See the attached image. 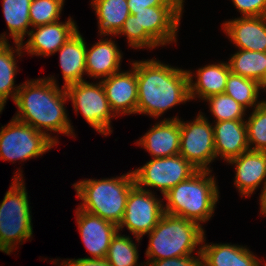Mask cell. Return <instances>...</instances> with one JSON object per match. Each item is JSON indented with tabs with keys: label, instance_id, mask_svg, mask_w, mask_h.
Listing matches in <instances>:
<instances>
[{
	"label": "cell",
	"instance_id": "6da1fadb",
	"mask_svg": "<svg viewBox=\"0 0 266 266\" xmlns=\"http://www.w3.org/2000/svg\"><path fill=\"white\" fill-rule=\"evenodd\" d=\"M67 100L65 87L59 88L55 77L27 80L20 84L15 98L18 113L14 118L44 133L57 144L58 138L48 131L75 137L65 109Z\"/></svg>",
	"mask_w": 266,
	"mask_h": 266
},
{
	"label": "cell",
	"instance_id": "7a4b0ae2",
	"mask_svg": "<svg viewBox=\"0 0 266 266\" xmlns=\"http://www.w3.org/2000/svg\"><path fill=\"white\" fill-rule=\"evenodd\" d=\"M132 62L137 77L136 114L158 118L168 109L190 100L186 70L154 58Z\"/></svg>",
	"mask_w": 266,
	"mask_h": 266
},
{
	"label": "cell",
	"instance_id": "3957f363",
	"mask_svg": "<svg viewBox=\"0 0 266 266\" xmlns=\"http://www.w3.org/2000/svg\"><path fill=\"white\" fill-rule=\"evenodd\" d=\"M211 172L197 170L163 195L166 200L164 212L200 226L210 220L219 201L218 185L214 175H210Z\"/></svg>",
	"mask_w": 266,
	"mask_h": 266
},
{
	"label": "cell",
	"instance_id": "277c9868",
	"mask_svg": "<svg viewBox=\"0 0 266 266\" xmlns=\"http://www.w3.org/2000/svg\"><path fill=\"white\" fill-rule=\"evenodd\" d=\"M133 172L115 178L84 179L73 184L77 197L82 200L78 208L115 223L122 221L130 190L135 186Z\"/></svg>",
	"mask_w": 266,
	"mask_h": 266
},
{
	"label": "cell",
	"instance_id": "5b68a950",
	"mask_svg": "<svg viewBox=\"0 0 266 266\" xmlns=\"http://www.w3.org/2000/svg\"><path fill=\"white\" fill-rule=\"evenodd\" d=\"M204 232L203 226L193 221L164 213L157 225L147 234V261L192 255L198 245L201 247Z\"/></svg>",
	"mask_w": 266,
	"mask_h": 266
},
{
	"label": "cell",
	"instance_id": "8992f818",
	"mask_svg": "<svg viewBox=\"0 0 266 266\" xmlns=\"http://www.w3.org/2000/svg\"><path fill=\"white\" fill-rule=\"evenodd\" d=\"M23 171H16L9 190L0 203V251L8 255L16 245L31 239L32 215Z\"/></svg>",
	"mask_w": 266,
	"mask_h": 266
},
{
	"label": "cell",
	"instance_id": "52a82bcc",
	"mask_svg": "<svg viewBox=\"0 0 266 266\" xmlns=\"http://www.w3.org/2000/svg\"><path fill=\"white\" fill-rule=\"evenodd\" d=\"M0 129V159L4 161L38 158L56 145L47 135L14 117Z\"/></svg>",
	"mask_w": 266,
	"mask_h": 266
},
{
	"label": "cell",
	"instance_id": "ba28073f",
	"mask_svg": "<svg viewBox=\"0 0 266 266\" xmlns=\"http://www.w3.org/2000/svg\"><path fill=\"white\" fill-rule=\"evenodd\" d=\"M65 90L75 112L80 111L94 130L104 136L112 132L111 119L116 115L110 108L101 81L93 84L84 80L66 86Z\"/></svg>",
	"mask_w": 266,
	"mask_h": 266
},
{
	"label": "cell",
	"instance_id": "9c48e42d",
	"mask_svg": "<svg viewBox=\"0 0 266 266\" xmlns=\"http://www.w3.org/2000/svg\"><path fill=\"white\" fill-rule=\"evenodd\" d=\"M197 169L184 157L177 154L169 157L152 158L142 167L133 170L135 184L144 190L157 188L165 195L181 181L192 176ZM144 186V187H143Z\"/></svg>",
	"mask_w": 266,
	"mask_h": 266
},
{
	"label": "cell",
	"instance_id": "30bf717a",
	"mask_svg": "<svg viewBox=\"0 0 266 266\" xmlns=\"http://www.w3.org/2000/svg\"><path fill=\"white\" fill-rule=\"evenodd\" d=\"M201 113L193 121L183 122L180 119L179 155L197 170L212 171L208 165L216 158L213 125Z\"/></svg>",
	"mask_w": 266,
	"mask_h": 266
},
{
	"label": "cell",
	"instance_id": "8fae6325",
	"mask_svg": "<svg viewBox=\"0 0 266 266\" xmlns=\"http://www.w3.org/2000/svg\"><path fill=\"white\" fill-rule=\"evenodd\" d=\"M162 202L149 189L144 190L135 185L128 195L118 231L127 227L139 242L142 236L152 231L165 213Z\"/></svg>",
	"mask_w": 266,
	"mask_h": 266
},
{
	"label": "cell",
	"instance_id": "7c38bea8",
	"mask_svg": "<svg viewBox=\"0 0 266 266\" xmlns=\"http://www.w3.org/2000/svg\"><path fill=\"white\" fill-rule=\"evenodd\" d=\"M183 6H152L130 10L136 17L138 32H147L160 46L177 40Z\"/></svg>",
	"mask_w": 266,
	"mask_h": 266
},
{
	"label": "cell",
	"instance_id": "4fadbf2b",
	"mask_svg": "<svg viewBox=\"0 0 266 266\" xmlns=\"http://www.w3.org/2000/svg\"><path fill=\"white\" fill-rule=\"evenodd\" d=\"M78 26L71 17L65 22L56 21L30 29L28 40L22 42V49L30 55L48 57L57 53L58 49L78 31Z\"/></svg>",
	"mask_w": 266,
	"mask_h": 266
},
{
	"label": "cell",
	"instance_id": "5bb4252c",
	"mask_svg": "<svg viewBox=\"0 0 266 266\" xmlns=\"http://www.w3.org/2000/svg\"><path fill=\"white\" fill-rule=\"evenodd\" d=\"M75 213L81 239L87 251L93 256L86 258H105L118 226L80 208H77Z\"/></svg>",
	"mask_w": 266,
	"mask_h": 266
},
{
	"label": "cell",
	"instance_id": "9a60e30c",
	"mask_svg": "<svg viewBox=\"0 0 266 266\" xmlns=\"http://www.w3.org/2000/svg\"><path fill=\"white\" fill-rule=\"evenodd\" d=\"M100 81L110 108L115 115L136 114L138 104L137 77L133 67L129 71H119Z\"/></svg>",
	"mask_w": 266,
	"mask_h": 266
},
{
	"label": "cell",
	"instance_id": "2e32d148",
	"mask_svg": "<svg viewBox=\"0 0 266 266\" xmlns=\"http://www.w3.org/2000/svg\"><path fill=\"white\" fill-rule=\"evenodd\" d=\"M235 166L234 186L243 197H250L263 183L261 193L266 189V152L248 150L230 159Z\"/></svg>",
	"mask_w": 266,
	"mask_h": 266
},
{
	"label": "cell",
	"instance_id": "e0dca14e",
	"mask_svg": "<svg viewBox=\"0 0 266 266\" xmlns=\"http://www.w3.org/2000/svg\"><path fill=\"white\" fill-rule=\"evenodd\" d=\"M180 140V119L175 116L157 122L136 144L143 146L151 158H160L179 154Z\"/></svg>",
	"mask_w": 266,
	"mask_h": 266
},
{
	"label": "cell",
	"instance_id": "ac0fdd59",
	"mask_svg": "<svg viewBox=\"0 0 266 266\" xmlns=\"http://www.w3.org/2000/svg\"><path fill=\"white\" fill-rule=\"evenodd\" d=\"M222 25L238 49L266 52V16L239 17Z\"/></svg>",
	"mask_w": 266,
	"mask_h": 266
},
{
	"label": "cell",
	"instance_id": "d6986e66",
	"mask_svg": "<svg viewBox=\"0 0 266 266\" xmlns=\"http://www.w3.org/2000/svg\"><path fill=\"white\" fill-rule=\"evenodd\" d=\"M216 158L228 162L230 159L250 150L247 141V127L244 120H226L213 123Z\"/></svg>",
	"mask_w": 266,
	"mask_h": 266
},
{
	"label": "cell",
	"instance_id": "ffe728a7",
	"mask_svg": "<svg viewBox=\"0 0 266 266\" xmlns=\"http://www.w3.org/2000/svg\"><path fill=\"white\" fill-rule=\"evenodd\" d=\"M188 75L189 97L190 100L200 98L205 100L208 97L224 93L227 79L230 72L228 62L205 65L193 75L191 70H186ZM191 71V72H190ZM196 82L193 81V79Z\"/></svg>",
	"mask_w": 266,
	"mask_h": 266
},
{
	"label": "cell",
	"instance_id": "44dd1931",
	"mask_svg": "<svg viewBox=\"0 0 266 266\" xmlns=\"http://www.w3.org/2000/svg\"><path fill=\"white\" fill-rule=\"evenodd\" d=\"M88 48L86 46V74L88 76L105 79L121 70L122 53L112 38L101 39Z\"/></svg>",
	"mask_w": 266,
	"mask_h": 266
},
{
	"label": "cell",
	"instance_id": "7402d4cb",
	"mask_svg": "<svg viewBox=\"0 0 266 266\" xmlns=\"http://www.w3.org/2000/svg\"><path fill=\"white\" fill-rule=\"evenodd\" d=\"M201 244L202 264L204 266H258L259 258L245 246L230 243Z\"/></svg>",
	"mask_w": 266,
	"mask_h": 266
},
{
	"label": "cell",
	"instance_id": "603a6c76",
	"mask_svg": "<svg viewBox=\"0 0 266 266\" xmlns=\"http://www.w3.org/2000/svg\"><path fill=\"white\" fill-rule=\"evenodd\" d=\"M86 45L83 36L78 30L58 49L64 80L63 87L84 81L83 75L86 74Z\"/></svg>",
	"mask_w": 266,
	"mask_h": 266
},
{
	"label": "cell",
	"instance_id": "cb8c5ba5",
	"mask_svg": "<svg viewBox=\"0 0 266 266\" xmlns=\"http://www.w3.org/2000/svg\"><path fill=\"white\" fill-rule=\"evenodd\" d=\"M100 36H116L130 15L127 0H91Z\"/></svg>",
	"mask_w": 266,
	"mask_h": 266
},
{
	"label": "cell",
	"instance_id": "d4e9b609",
	"mask_svg": "<svg viewBox=\"0 0 266 266\" xmlns=\"http://www.w3.org/2000/svg\"><path fill=\"white\" fill-rule=\"evenodd\" d=\"M15 48L10 47L9 41L0 46V105L3 108L9 97L15 101L20 88V85H15V77L18 71L16 58L22 56L23 49L21 43L16 42Z\"/></svg>",
	"mask_w": 266,
	"mask_h": 266
},
{
	"label": "cell",
	"instance_id": "484cf974",
	"mask_svg": "<svg viewBox=\"0 0 266 266\" xmlns=\"http://www.w3.org/2000/svg\"><path fill=\"white\" fill-rule=\"evenodd\" d=\"M32 0H3V14L14 43H22L31 26L29 8Z\"/></svg>",
	"mask_w": 266,
	"mask_h": 266
},
{
	"label": "cell",
	"instance_id": "4316f807",
	"mask_svg": "<svg viewBox=\"0 0 266 266\" xmlns=\"http://www.w3.org/2000/svg\"><path fill=\"white\" fill-rule=\"evenodd\" d=\"M228 64L231 73L260 83L266 74V52L238 49Z\"/></svg>",
	"mask_w": 266,
	"mask_h": 266
},
{
	"label": "cell",
	"instance_id": "83f0119b",
	"mask_svg": "<svg viewBox=\"0 0 266 266\" xmlns=\"http://www.w3.org/2000/svg\"><path fill=\"white\" fill-rule=\"evenodd\" d=\"M260 90L261 86L258 81L230 73L224 93L247 110V108L258 107L265 101H258Z\"/></svg>",
	"mask_w": 266,
	"mask_h": 266
},
{
	"label": "cell",
	"instance_id": "f1b7e54d",
	"mask_svg": "<svg viewBox=\"0 0 266 266\" xmlns=\"http://www.w3.org/2000/svg\"><path fill=\"white\" fill-rule=\"evenodd\" d=\"M131 239L119 231L112 237L105 257L111 266H140L137 245Z\"/></svg>",
	"mask_w": 266,
	"mask_h": 266
},
{
	"label": "cell",
	"instance_id": "f546056e",
	"mask_svg": "<svg viewBox=\"0 0 266 266\" xmlns=\"http://www.w3.org/2000/svg\"><path fill=\"white\" fill-rule=\"evenodd\" d=\"M247 127V141L252 151L266 152V100L245 120Z\"/></svg>",
	"mask_w": 266,
	"mask_h": 266
},
{
	"label": "cell",
	"instance_id": "4dcf8cb0",
	"mask_svg": "<svg viewBox=\"0 0 266 266\" xmlns=\"http://www.w3.org/2000/svg\"><path fill=\"white\" fill-rule=\"evenodd\" d=\"M209 104V110L213 115L214 122L226 120H246L247 111L242 105L225 93H220L205 99Z\"/></svg>",
	"mask_w": 266,
	"mask_h": 266
},
{
	"label": "cell",
	"instance_id": "1f68e13d",
	"mask_svg": "<svg viewBox=\"0 0 266 266\" xmlns=\"http://www.w3.org/2000/svg\"><path fill=\"white\" fill-rule=\"evenodd\" d=\"M65 0H32L29 8L33 28L59 21Z\"/></svg>",
	"mask_w": 266,
	"mask_h": 266
},
{
	"label": "cell",
	"instance_id": "d6a6232c",
	"mask_svg": "<svg viewBox=\"0 0 266 266\" xmlns=\"http://www.w3.org/2000/svg\"><path fill=\"white\" fill-rule=\"evenodd\" d=\"M118 35H125L129 46L135 49H154L160 46L147 32H138L136 17L132 14L125 20L122 29L116 36Z\"/></svg>",
	"mask_w": 266,
	"mask_h": 266
},
{
	"label": "cell",
	"instance_id": "836d02e7",
	"mask_svg": "<svg viewBox=\"0 0 266 266\" xmlns=\"http://www.w3.org/2000/svg\"><path fill=\"white\" fill-rule=\"evenodd\" d=\"M241 17L266 16V0H231Z\"/></svg>",
	"mask_w": 266,
	"mask_h": 266
},
{
	"label": "cell",
	"instance_id": "e575fe53",
	"mask_svg": "<svg viewBox=\"0 0 266 266\" xmlns=\"http://www.w3.org/2000/svg\"><path fill=\"white\" fill-rule=\"evenodd\" d=\"M198 251V252H197ZM197 257L193 255H188L185 257H175L162 260H153L144 262L145 266H201L202 265V255L201 247L197 250Z\"/></svg>",
	"mask_w": 266,
	"mask_h": 266
},
{
	"label": "cell",
	"instance_id": "d590c367",
	"mask_svg": "<svg viewBox=\"0 0 266 266\" xmlns=\"http://www.w3.org/2000/svg\"><path fill=\"white\" fill-rule=\"evenodd\" d=\"M129 10H142L152 6H183L184 0H127Z\"/></svg>",
	"mask_w": 266,
	"mask_h": 266
},
{
	"label": "cell",
	"instance_id": "8d00e7d4",
	"mask_svg": "<svg viewBox=\"0 0 266 266\" xmlns=\"http://www.w3.org/2000/svg\"><path fill=\"white\" fill-rule=\"evenodd\" d=\"M60 266H111L106 258H78L62 260Z\"/></svg>",
	"mask_w": 266,
	"mask_h": 266
},
{
	"label": "cell",
	"instance_id": "74e56055",
	"mask_svg": "<svg viewBox=\"0 0 266 266\" xmlns=\"http://www.w3.org/2000/svg\"><path fill=\"white\" fill-rule=\"evenodd\" d=\"M260 213L266 216V189L260 194Z\"/></svg>",
	"mask_w": 266,
	"mask_h": 266
},
{
	"label": "cell",
	"instance_id": "f35d334b",
	"mask_svg": "<svg viewBox=\"0 0 266 266\" xmlns=\"http://www.w3.org/2000/svg\"><path fill=\"white\" fill-rule=\"evenodd\" d=\"M6 35H7V33H3V34H0V46L4 43V42H7V38L8 37H6Z\"/></svg>",
	"mask_w": 266,
	"mask_h": 266
},
{
	"label": "cell",
	"instance_id": "ab89813d",
	"mask_svg": "<svg viewBox=\"0 0 266 266\" xmlns=\"http://www.w3.org/2000/svg\"><path fill=\"white\" fill-rule=\"evenodd\" d=\"M261 89L266 92V74L263 78V80L260 82Z\"/></svg>",
	"mask_w": 266,
	"mask_h": 266
},
{
	"label": "cell",
	"instance_id": "60d3db41",
	"mask_svg": "<svg viewBox=\"0 0 266 266\" xmlns=\"http://www.w3.org/2000/svg\"><path fill=\"white\" fill-rule=\"evenodd\" d=\"M2 110H4V108L0 105V114H1Z\"/></svg>",
	"mask_w": 266,
	"mask_h": 266
},
{
	"label": "cell",
	"instance_id": "b9f144b4",
	"mask_svg": "<svg viewBox=\"0 0 266 266\" xmlns=\"http://www.w3.org/2000/svg\"><path fill=\"white\" fill-rule=\"evenodd\" d=\"M260 263H261V260H259L258 266H261ZM264 266H266V262H265Z\"/></svg>",
	"mask_w": 266,
	"mask_h": 266
}]
</instances>
